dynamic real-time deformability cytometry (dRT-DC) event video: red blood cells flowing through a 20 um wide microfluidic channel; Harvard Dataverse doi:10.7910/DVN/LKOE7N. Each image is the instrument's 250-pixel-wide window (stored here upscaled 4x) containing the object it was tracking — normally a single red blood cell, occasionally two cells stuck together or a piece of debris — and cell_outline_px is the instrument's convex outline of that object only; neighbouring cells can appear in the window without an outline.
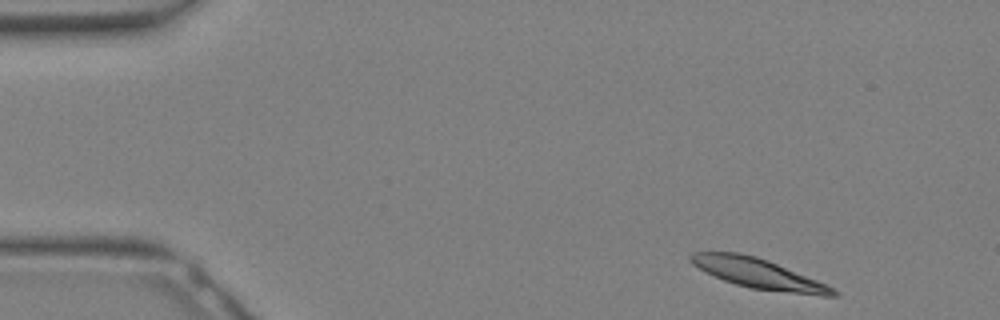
{"species": "Egyptian fruit bat (a non-hibernating species)", "species_latin": "Rousettus aegyptiacus", "temperature_condition": "warm", "stored_images_in_passage": 21, "camera_frame_rate_fps": 3000, "um_per_image_px": 0.085, "animal": {"sex": "female"}, "frame": {"image": 1, "passage_image": 1, "time_ms": 0.0, "image_size_px": [1000, 320], "cell_outline_px": [[840, 292], [836, 296], [820, 296], [752, 288], [736, 284], [724, 280], [692, 264], [688, 260], [688, 256], [692, 252], [740, 252], [756, 256], [768, 260], [828, 284], [836, 288]], "centroid_in_image_um": [64.53, 23.25], "position_along_channel_um": 20.5, "area_um2": 24.85}}
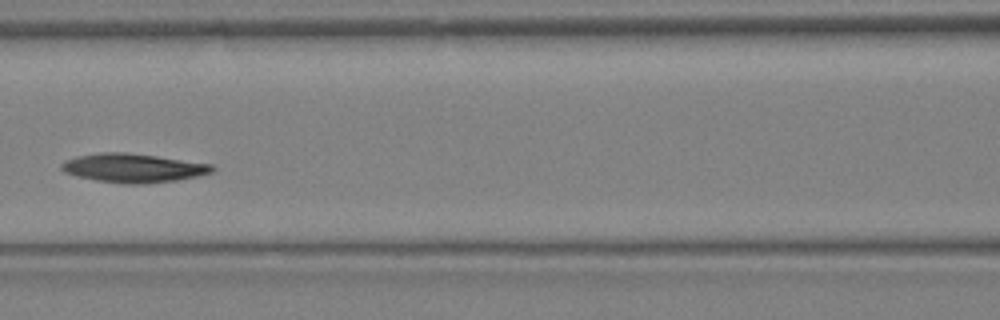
{"frame": {"image": 2, "passage_image": 12, "time_ms": 3.667, "image_size_px": [1000, 320], "cell_outline_px": [[216, 168], [212, 172], [196, 176], [176, 180], [140, 184], [124, 184], [96, 180], [76, 176], [64, 172], [60, 168], [60, 164], [64, 160], [76, 156], [100, 152], [124, 152], [156, 156], [216, 164]], "centroid_in_image_um": [11.31, 14.27], "position_along_channel_um": 155.3, "area_um2": 25.49}}
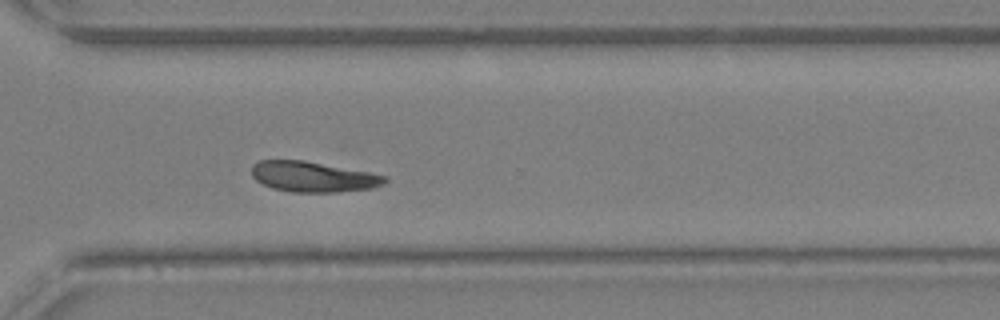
{"frame": {"image": 3, "passage_image": 21, "time_ms": 6.667, "image_size_px": [1000, 320], "cell_outline_px": [[388, 180], [384, 184], [372, 188], [336, 192], [292, 192], [272, 188], [256, 180], [252, 176], [252, 164], [260, 160], [304, 160], [368, 172], [388, 176]], "centroid_in_image_um": [26.61, 15.02], "position_along_channel_um": 344.0, "area_um2": 23.58}}